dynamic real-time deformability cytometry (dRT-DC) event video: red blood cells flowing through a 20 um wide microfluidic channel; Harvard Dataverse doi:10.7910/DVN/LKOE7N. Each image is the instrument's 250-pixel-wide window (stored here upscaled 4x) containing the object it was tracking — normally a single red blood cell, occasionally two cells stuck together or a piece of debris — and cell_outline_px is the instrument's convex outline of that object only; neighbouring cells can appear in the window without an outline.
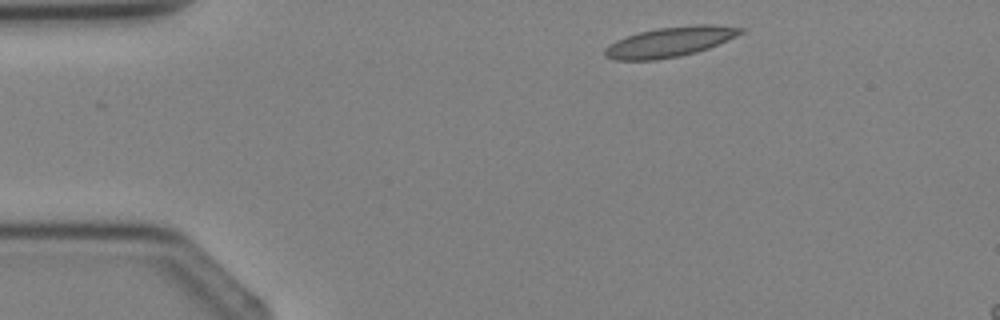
{"species": "Egyptian fruit bat (a non-hibernating species)", "species_latin": "Rousettus aegyptiacus", "temperature_condition": "cold", "stored_images_in_passage": 3, "camera_frame_rate_fps": 3000, "um_per_image_px": 0.085, "animal": {"sex": "female"}, "frame": {"image": 1, "passage_image": 1, "time_ms": 0.0, "image_size_px": [1000, 320], "cell_outline_px": [[744, 32], [728, 40], [708, 48], [696, 52], [680, 56], [656, 60], [612, 60], [604, 56], [604, 48], [616, 40], [640, 32], [656, 28], [696, 24], [716, 24], [744, 28]], "centroid_in_image_um": [56.95, 3.56], "position_along_channel_um": 28.1, "area_um2": 23.81}}